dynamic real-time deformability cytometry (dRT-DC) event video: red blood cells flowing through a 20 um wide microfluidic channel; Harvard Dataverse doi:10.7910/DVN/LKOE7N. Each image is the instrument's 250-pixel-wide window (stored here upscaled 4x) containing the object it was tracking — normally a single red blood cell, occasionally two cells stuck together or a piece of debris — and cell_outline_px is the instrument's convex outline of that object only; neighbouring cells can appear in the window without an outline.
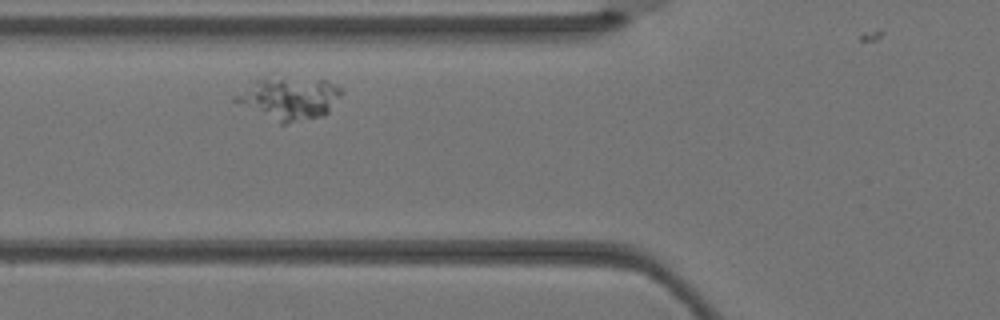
{"species": "Egyptian fruit bat (a non-hibernating species)", "species_latin": "Rousettus aegyptiacus", "temperature_condition": "warm", "stored_images_in_passage": 3, "segment_of_instrument_passage": [2, 2], "camera_frame_rate_fps": 3000, "um_per_image_px": 0.085, "animal": {"sex": "female"}, "frame": {"image": 1, "passage_image": 2, "time_ms": 0.333, "image_size_px": [1000, 320], "cell_outline_px": [[344, 92], [328, 112], [324, 116], [284, 124], [280, 124], [232, 100], [232, 96], [256, 80], [264, 76], [328, 80], [344, 88]], "centroid_in_image_um": [24.61, 8.34], "position_along_channel_um": 101.2, "area_um2": 26.65}}